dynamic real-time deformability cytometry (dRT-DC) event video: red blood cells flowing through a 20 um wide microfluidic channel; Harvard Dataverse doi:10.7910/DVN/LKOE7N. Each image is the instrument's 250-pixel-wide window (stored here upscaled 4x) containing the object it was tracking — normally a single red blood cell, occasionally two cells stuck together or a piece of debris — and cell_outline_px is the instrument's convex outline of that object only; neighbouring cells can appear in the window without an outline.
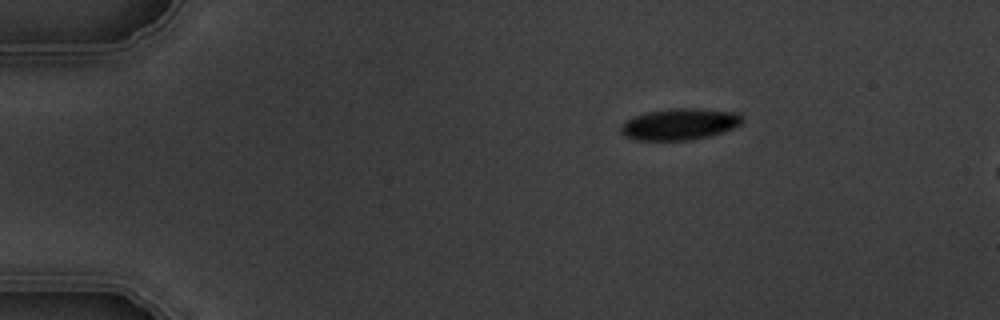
{"species": "common noctule bat (a hibernating species)", "species_latin": "Nyctalus noctula", "temperature_condition": "warm", "stored_images_in_passage": 3, "camera_frame_rate_fps": 3000, "um_per_image_px": 0.085, "animal": {"sex": "male", "body_mass_g": 19.5, "forearm_length_mm": 54.6}, "frame": {"image": 1, "passage_image": 1, "time_ms": 0.0, "image_size_px": [1000, 320], "cell_outline_px": [[740, 124], [732, 128], [708, 136], [688, 140], [636, 140], [624, 136], [620, 132], [620, 124], [636, 116], [648, 112], [676, 108], [700, 108], [740, 112]], "centroid_in_image_um": [57.74, 10.55], "position_along_channel_um": 27.3, "area_um2": 22.02}}